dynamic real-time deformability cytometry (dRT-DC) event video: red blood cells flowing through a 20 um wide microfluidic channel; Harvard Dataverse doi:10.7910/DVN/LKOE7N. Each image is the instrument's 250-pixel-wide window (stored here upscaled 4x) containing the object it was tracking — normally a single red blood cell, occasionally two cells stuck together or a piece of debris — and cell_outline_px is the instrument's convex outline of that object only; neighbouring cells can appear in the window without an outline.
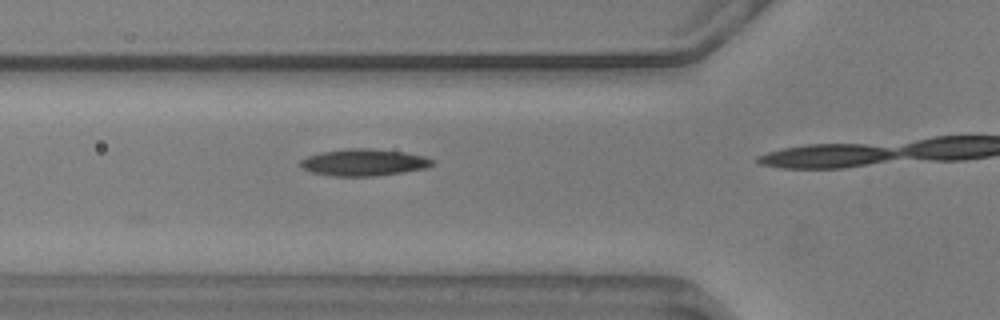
{"species": "common noctule bat (a hibernating species)", "species_latin": "Nyctalus noctula", "temperature_condition": "warm", "stored_images_in_passage": 5, "camera_frame_rate_fps": 3000, "um_per_image_px": 0.085, "animal": {"sex": "male", "body_mass_g": 20.5, "forearm_length_mm": 52.5}, "frame": {"image": 1, "passage_image": 4, "time_ms": 1.0, "image_size_px": [1000, 320], "cell_outline_px": [[436, 164], [428, 168], [404, 172], [376, 176], [332, 176], [312, 172], [304, 168], [300, 164], [300, 160], [308, 156], [320, 152], [348, 148], [372, 148], [404, 152], [424, 156], [432, 160]], "centroid_in_image_um": [30.96, 13.8], "position_along_channel_um": 94.8, "area_um2": 20.75}}